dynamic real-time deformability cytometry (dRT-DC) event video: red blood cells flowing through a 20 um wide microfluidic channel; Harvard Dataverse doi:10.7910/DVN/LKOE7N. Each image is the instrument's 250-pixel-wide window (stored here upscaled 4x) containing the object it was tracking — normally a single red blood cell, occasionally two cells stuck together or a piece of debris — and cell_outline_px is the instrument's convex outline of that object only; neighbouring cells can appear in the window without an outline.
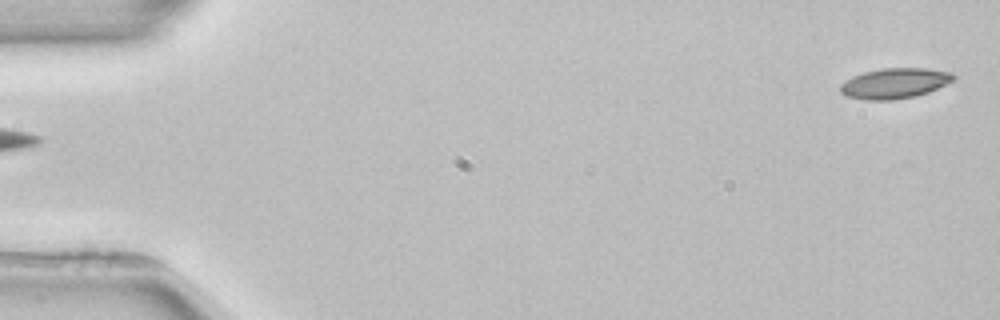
{"species": "common noctule bat (a hibernating species)", "species_latin": "Nyctalus noctula", "temperature_condition": "room temperature", "stored_images_in_passage": 5, "segment_of_instrument_passage": [2, 2], "camera_frame_rate_fps": 3000, "um_per_image_px": 0.085, "animal": {"sex": "female", "body_mass_g": 22.7, "forearm_length_mm": 54.2}, "frame": {"image": 1, "passage_image": 5, "time_ms": 5.667, "image_size_px": [1000, 320], "cell_outline_px": [[956, 76], [952, 80], [928, 92], [916, 96], [892, 100], [864, 100], [848, 96], [840, 92], [840, 84], [844, 80], [852, 76], [864, 72], [880, 68], [924, 68], [952, 72]], "centroid_in_image_um": [76.0, 7.07], "position_along_channel_um": 9.0, "area_um2": 20.0}}